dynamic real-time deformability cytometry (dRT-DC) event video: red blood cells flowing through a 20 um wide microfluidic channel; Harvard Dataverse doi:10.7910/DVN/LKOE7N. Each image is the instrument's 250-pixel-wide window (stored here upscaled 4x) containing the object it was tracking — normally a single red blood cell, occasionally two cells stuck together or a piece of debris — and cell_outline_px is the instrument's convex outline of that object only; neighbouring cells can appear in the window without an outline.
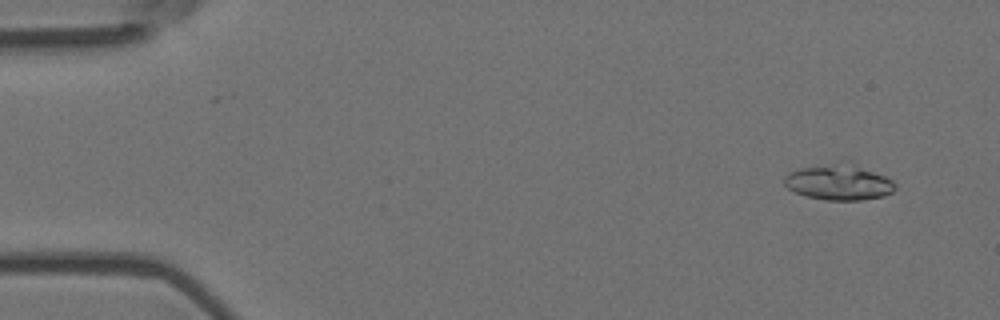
{"species": "Egyptian fruit bat (a non-hibernating species)", "species_latin": "Rousettus aegyptiacus", "temperature_condition": "room temperature", "stored_images_in_passage": 7, "camera_frame_rate_fps": 3000, "um_per_image_px": 0.085, "animal": {"sex": "female"}, "frame": {"image": 1, "passage_image": 1, "time_ms": 0.0, "image_size_px": [1000, 320], "cell_outline_px": [[896, 188], [892, 192], [884, 196], [860, 200], [824, 200], [804, 196], [788, 188], [784, 184], [784, 176], [788, 172], [800, 168], [840, 160], [848, 160], [884, 176], [892, 180], [896, 184]], "centroid_in_image_um": [71.29, 15.46], "position_along_channel_um": 13.7, "area_um2": 23.58}}
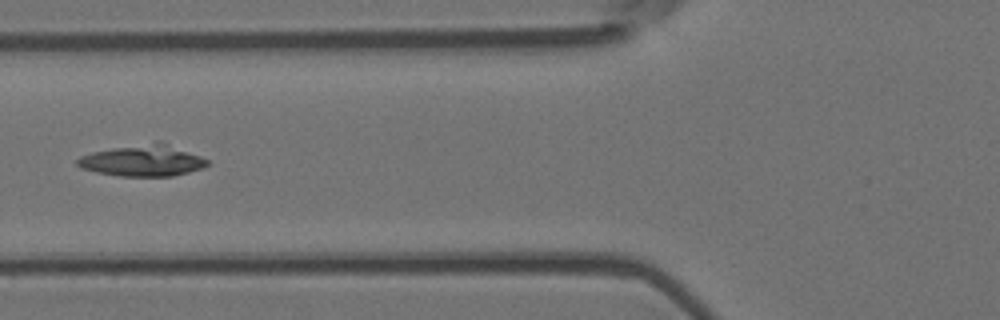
{"frame": {"image": 2, "passage_image": 6, "time_ms": 1.667, "image_size_px": [1000, 320], "cell_outline_px": [[208, 164], [204, 168], [172, 176], [120, 176], [96, 172], [80, 168], [76, 164], [76, 160], [80, 156], [92, 152], [112, 148], [156, 140], [160, 140], [200, 156], [208, 160]], "centroid_in_image_um": [12.13, 13.63], "position_along_channel_um": 113.7, "area_um2": 23.99}}
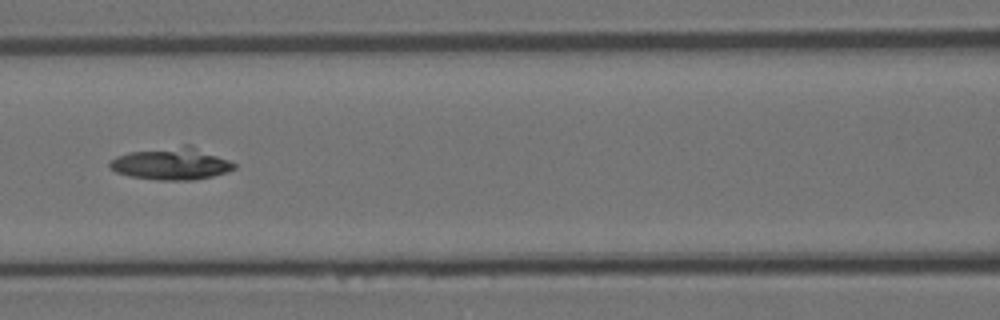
{"frame": {"image": 3, "passage_image": 7, "time_ms": 2.0, "image_size_px": [1000, 320], "cell_outline_px": [[236, 168], [228, 172], [212, 176], [192, 180], [160, 180], [128, 176], [116, 172], [108, 168], [108, 164], [116, 156], [128, 152], [184, 144], [192, 144], [228, 160], [236, 164]], "centroid_in_image_um": [14.56, 13.9], "position_along_channel_um": 152.0, "area_um2": 23.64}}